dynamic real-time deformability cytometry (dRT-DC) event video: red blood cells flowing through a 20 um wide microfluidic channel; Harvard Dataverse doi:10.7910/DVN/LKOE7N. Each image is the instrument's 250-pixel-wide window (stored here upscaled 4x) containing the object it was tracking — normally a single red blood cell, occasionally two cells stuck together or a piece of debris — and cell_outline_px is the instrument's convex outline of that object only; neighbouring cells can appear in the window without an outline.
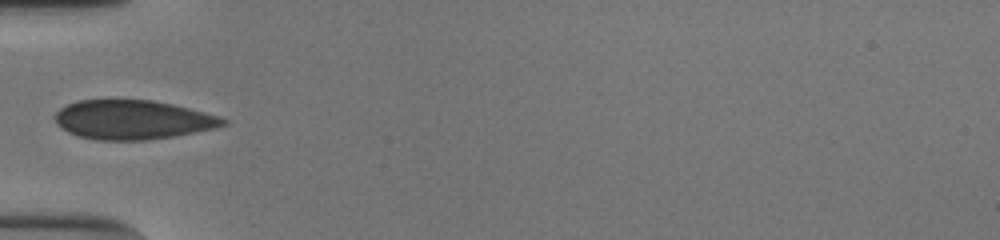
{"species": "human", "species_latin": "Homo sapiens", "temperature_condition": "cold", "stored_images_in_passage": 35, "camera_frame_rate_fps": 3000, "um_per_image_px": 0.085, "donor": {"sex": "male"}, "frame": {"image": 1, "passage_image": 1, "time_ms": 0.0, "image_size_px": [1000, 240], "cell_outline_px": [[228, 124], [216, 128], [196, 132], [148, 140], [96, 140], [80, 136], [68, 132], [60, 128], [56, 124], [52, 116], [60, 108], [68, 104], [80, 100], [152, 100], [172, 104], [220, 116], [228, 120]], "centroid_in_image_um": [11.27, 10.18], "position_along_channel_um": 73.7, "area_um2": 38.49}}
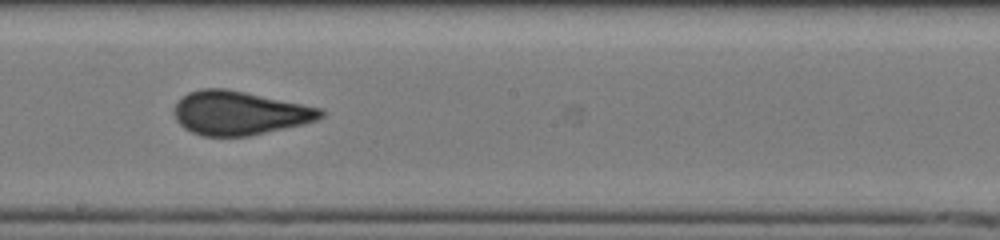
{"frame": {"image": 2, "passage_image": 13, "time_ms": 4.0, "image_size_px": [1000, 240], "cell_outline_px": [[324, 116], [316, 120], [304, 124], [248, 136], [204, 136], [192, 132], [184, 128], [176, 120], [172, 112], [176, 104], [188, 92], [200, 88], [224, 88], [324, 108]], "centroid_in_image_um": [20.36, 9.6], "position_along_channel_um": 227.8, "area_um2": 37.4}}
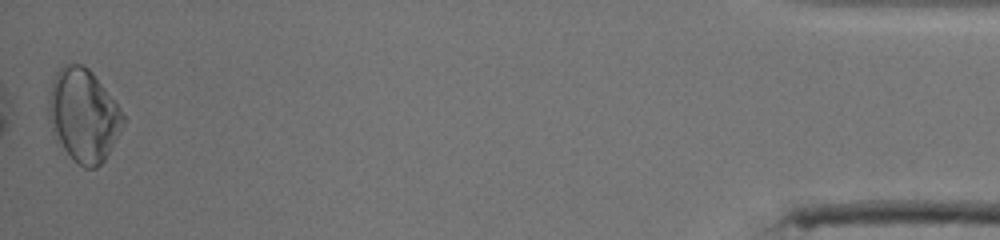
{"frame": {"image": 3, "passage_image": 35, "time_ms": 11.333, "image_size_px": [1000, 240], "cell_outline_px": [[124, 120], [104, 160], [96, 168], [84, 168], [56, 144], [52, 132], [48, 116], [48, 92], [52, 80], [56, 72], [64, 64], [84, 64], [92, 72], [120, 108], [124, 116]], "centroid_in_image_um": [7.02, 9.79], "position_along_channel_um": 428.2, "area_um2": 40.17}}